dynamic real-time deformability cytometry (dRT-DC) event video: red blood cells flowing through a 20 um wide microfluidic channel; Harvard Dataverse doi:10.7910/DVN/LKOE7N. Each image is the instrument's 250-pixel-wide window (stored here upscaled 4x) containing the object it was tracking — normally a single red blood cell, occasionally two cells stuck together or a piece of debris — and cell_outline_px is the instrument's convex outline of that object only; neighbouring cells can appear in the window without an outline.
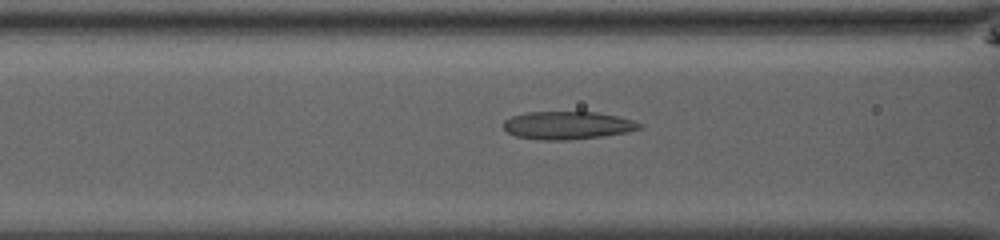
{"species": "common noctule bat (a hibernating species)", "species_latin": "Nyctalus noctula", "temperature_condition": "room temperature", "stored_images_in_passage": 52, "camera_frame_rate_fps": 3000, "um_per_image_px": 0.085, "animal": {"sex": "male", "body_mass_g": 13.0, "forearm_length_mm": 53.1}, "frame": {"image": 1, "passage_image": 23, "time_ms": 7.333, "image_size_px": [1000, 240], "cell_outline_px": [[644, 124], [640, 128], [624, 132], [604, 136], [568, 140], [544, 140], [516, 136], [508, 132], [504, 128], [504, 120], [512, 116], [528, 112], [596, 112], [616, 116], [632, 120]], "centroid_in_image_um": [48.23, 10.65], "position_along_channel_um": 118.4, "area_um2": 21.91}}
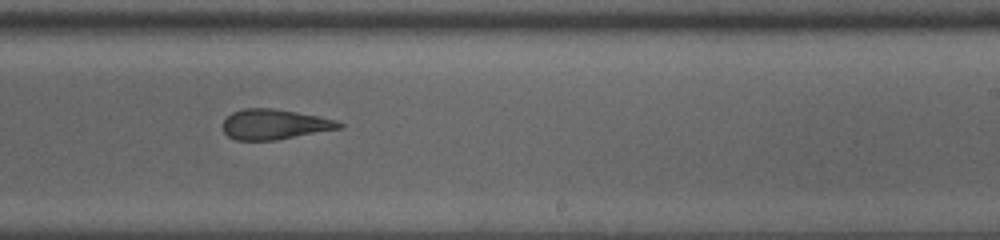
{"frame": {"image": 2, "passage_image": 34, "time_ms": 11.0, "image_size_px": [1000, 240], "cell_outline_px": [[344, 128], [276, 140], [236, 140], [228, 136], [224, 132], [224, 120], [232, 112], [244, 108], [272, 108], [296, 112], [336, 120], [344, 124]], "centroid_in_image_um": [23.36, 10.57], "position_along_channel_um": 265.6, "area_um2": 20.4}}
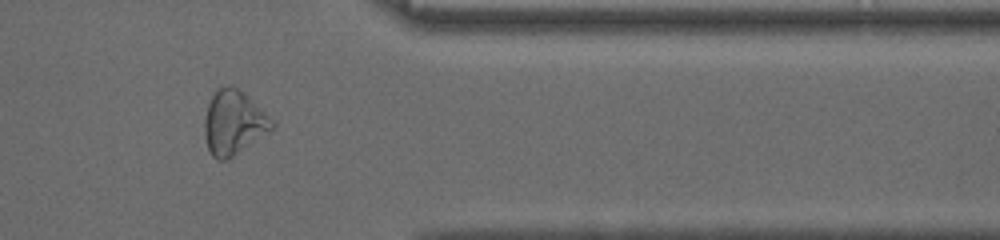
{"frame": {"image": 3, "passage_image": 44, "time_ms": 14.333, "image_size_px": [1000, 240], "cell_outline_px": [[276, 128], [232, 156], [224, 160], [216, 160], [212, 156], [208, 148], [204, 136], [204, 120], [208, 104], [212, 96], [220, 88], [232, 84], [248, 96], [276, 120]], "centroid_in_image_um": [19.9, 10.42], "position_along_channel_um": 391.5, "area_um2": 25.43}, "authors_computed_cell_mechanics": {"area_um2": 23.7847, "velocity_mm_per_s": 4.0166, "shape_relaxation_time_tau1_ms": null, "shape_relaxation_time_tau2_ms": 2.0765, "deformation_change_tau1": null, "deformation_change_tau2": 0.1056}}